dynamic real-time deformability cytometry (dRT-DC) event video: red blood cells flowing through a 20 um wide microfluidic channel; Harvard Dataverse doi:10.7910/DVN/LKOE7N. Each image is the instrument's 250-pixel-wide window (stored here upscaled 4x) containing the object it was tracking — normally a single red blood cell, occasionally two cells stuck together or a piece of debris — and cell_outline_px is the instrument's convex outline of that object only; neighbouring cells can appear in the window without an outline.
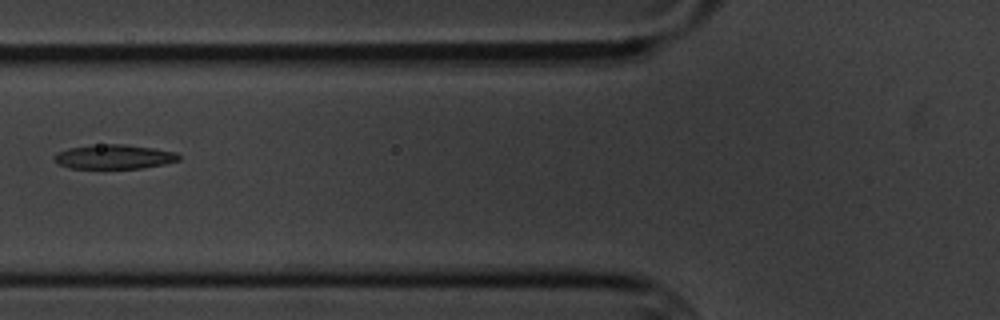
{"species": "common noctule bat (a hibernating species)", "species_latin": "Nyctalus noctula", "temperature_condition": "cold", "stored_images_in_passage": 5, "camera_frame_rate_fps": 3000, "um_per_image_px": 0.085, "animal": {"sex": "male", "body_mass_g": 20.1, "forearm_length_mm": 53.5}, "frame": {"image": 1, "passage_image": 3, "time_ms": 2.333, "image_size_px": [1000, 320], "cell_outline_px": [[180, 160], [164, 164], [144, 168], [68, 168], [52, 160], [52, 156], [56, 152], [68, 148], [108, 144], [124, 144], [152, 148], [176, 152], [180, 156]], "centroid_in_image_um": [9.68, 13.33], "position_along_channel_um": 116.1, "area_um2": 17.63}}
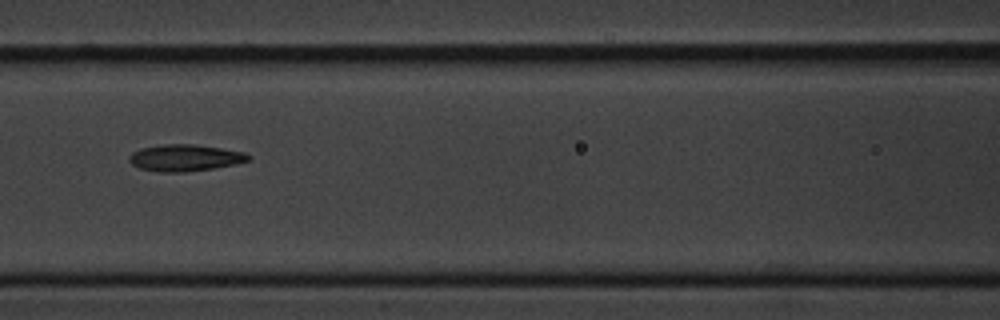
{"frame": {"image": 2, "passage_image": 4, "time_ms": 3.333, "image_size_px": [1000, 320], "cell_outline_px": [[252, 156], [248, 160], [236, 164], [212, 168], [184, 172], [160, 172], [140, 168], [132, 164], [128, 160], [128, 156], [132, 152], [140, 148], [160, 144], [192, 144], [220, 148], [244, 152]], "centroid_in_image_um": [15.68, 13.41], "position_along_channel_um": 150.9, "area_um2": 18.5}}
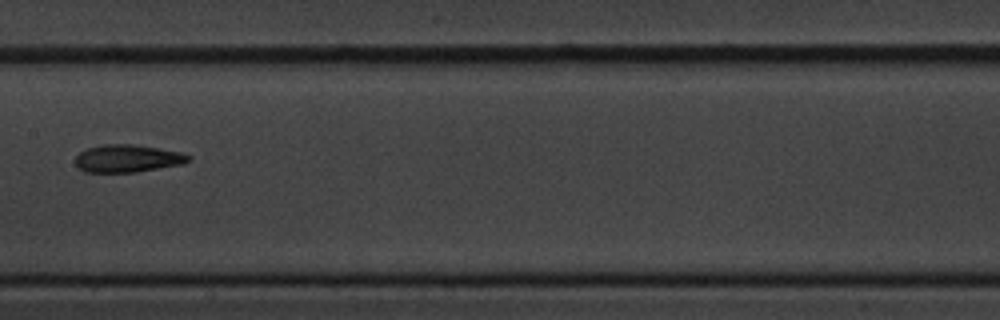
{"frame": {"image": 3, "passage_image": 5, "time_ms": 4.667, "image_size_px": [1000, 320], "cell_outline_px": [[192, 156], [184, 164], [136, 172], [84, 172], [76, 164], [76, 156], [80, 152], [88, 148], [104, 144], [136, 144], [184, 152]], "centroid_in_image_um": [10.89, 13.46], "position_along_channel_um": 196.5, "area_um2": 18.32}}